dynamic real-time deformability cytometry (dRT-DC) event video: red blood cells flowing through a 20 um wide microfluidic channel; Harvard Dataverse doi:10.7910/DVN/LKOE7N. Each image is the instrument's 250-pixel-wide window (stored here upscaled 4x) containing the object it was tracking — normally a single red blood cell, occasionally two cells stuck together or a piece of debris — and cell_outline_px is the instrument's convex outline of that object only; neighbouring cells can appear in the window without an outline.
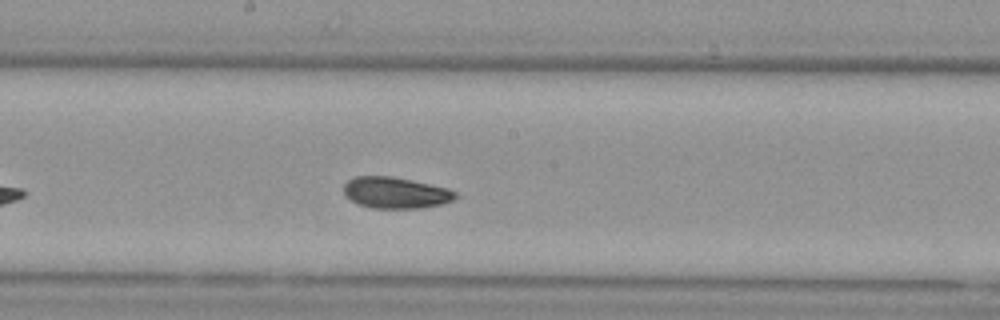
{"species": "Egyptian fruit bat (a non-hibernating species)", "species_latin": "Rousettus aegyptiacus", "temperature_condition": "cold", "stored_images_in_passage": 9, "camera_frame_rate_fps": 3000, "um_per_image_px": 0.085, "animal": {"sex": "female"}, "frame": {"image": 1, "passage_image": 9, "time_ms": 11.333, "image_size_px": [1000, 320], "cell_outline_px": [[456, 196], [452, 200], [440, 204], [420, 208], [372, 208], [356, 204], [344, 192], [344, 184], [348, 180], [356, 176], [392, 176], [412, 180], [448, 188], [456, 192]], "centroid_in_image_um": [33.61, 16.38], "position_along_channel_um": 214.6, "area_um2": 20.23}}